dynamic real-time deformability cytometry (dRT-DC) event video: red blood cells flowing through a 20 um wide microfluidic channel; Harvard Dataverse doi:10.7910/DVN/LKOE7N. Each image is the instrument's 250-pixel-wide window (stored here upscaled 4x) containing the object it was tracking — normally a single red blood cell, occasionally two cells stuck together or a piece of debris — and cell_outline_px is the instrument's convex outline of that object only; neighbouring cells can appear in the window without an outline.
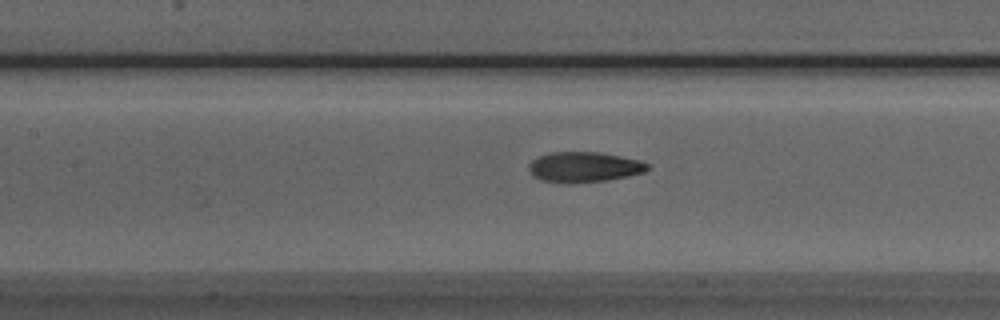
{"species": "Egyptian fruit bat (a non-hibernating species)", "species_latin": "Rousettus aegyptiacus", "temperature_condition": "room temperature", "stored_images_in_passage": 50, "camera_frame_rate_fps": 3000, "um_per_image_px": 0.085, "animal": {"sex": "male"}, "frame": {"image": 1, "passage_image": 22, "time_ms": 7.0, "image_size_px": [1000, 320], "cell_outline_px": [[648, 168], [644, 172], [628, 176], [608, 180], [572, 184], [564, 184], [540, 180], [532, 176], [528, 168], [528, 164], [532, 160], [540, 156], [552, 152], [600, 152], [640, 160], [648, 164]], "centroid_in_image_um": [49.61, 14.22], "position_along_channel_um": 157.8, "area_um2": 21.21}}
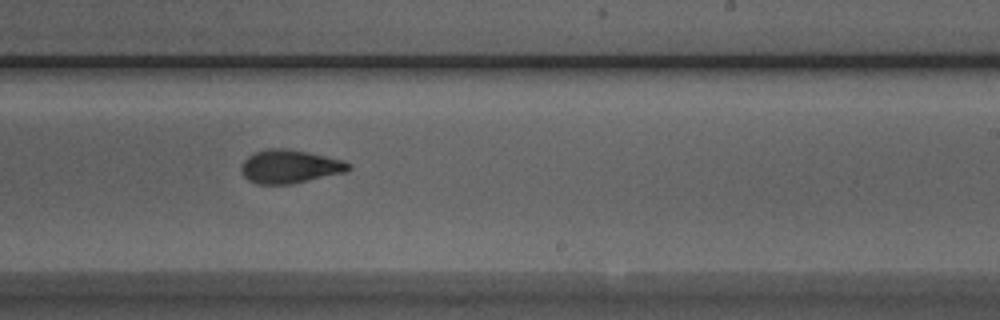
{"frame": {"image": 2, "passage_image": 30, "time_ms": 9.667, "image_size_px": [1000, 320], "cell_outline_px": [[352, 168], [348, 172], [292, 184], [256, 184], [248, 180], [240, 172], [240, 168], [244, 160], [248, 156], [256, 152], [268, 148], [288, 148], [308, 152], [344, 160], [352, 164]], "centroid_in_image_um": [24.66, 14.16], "position_along_channel_um": 264.3, "area_um2": 21.27}}
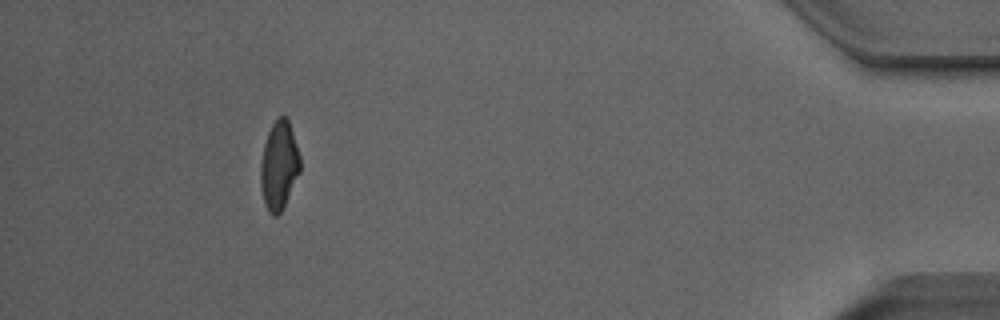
{"frame": {"image": 3, "passage_image": 46, "time_ms": 15.0, "image_size_px": [1000, 320], "cell_outline_px": [[300, 172], [284, 208], [276, 216], [272, 216], [268, 212], [264, 204], [260, 188], [260, 164], [264, 144], [268, 132], [272, 124], [280, 116], [284, 116], [288, 120], [300, 156]], "centroid_in_image_um": [23.7, 14.13], "position_along_channel_um": 411.5, "area_um2": 20.52}, "authors_computed_cell_mechanics": {"area_um2": 20.6635, "velocity_mm_per_s": 4.0118, "shape_relaxation_time_tau1_ms": 5.2, "shape_relaxation_time_tau2_ms": 2.6486, "deformation_change_tau1": 0.1922, "deformation_change_tau2": 0.0899}}